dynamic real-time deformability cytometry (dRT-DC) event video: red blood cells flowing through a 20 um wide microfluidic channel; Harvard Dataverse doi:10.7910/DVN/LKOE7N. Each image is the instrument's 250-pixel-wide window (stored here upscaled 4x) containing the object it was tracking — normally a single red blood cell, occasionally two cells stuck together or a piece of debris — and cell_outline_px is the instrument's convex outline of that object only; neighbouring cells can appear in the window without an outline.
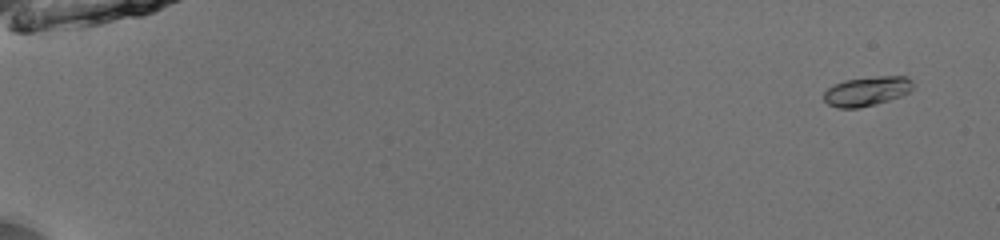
{"species": "common noctule bat (a hibernating species)", "species_latin": "Nyctalus noctula", "temperature_condition": "room temperature", "stored_images_in_passage": 54, "camera_frame_rate_fps": 3000, "um_per_image_px": 0.085, "animal": {"sex": "male", "body_mass_g": 13.0, "forearm_length_mm": 53.1}, "frame": {"image": 1, "passage_image": 4, "time_ms": 1.0, "image_size_px": [1000, 240], "cell_outline_px": [[912, 88], [908, 92], [900, 96], [876, 104], [860, 108], [836, 108], [828, 104], [824, 100], [824, 92], [828, 88], [844, 80], [876, 76], [908, 76], [912, 80]], "centroid_in_image_um": [73.67, 7.75], "position_along_channel_um": 11.3, "area_um2": 15.26}}
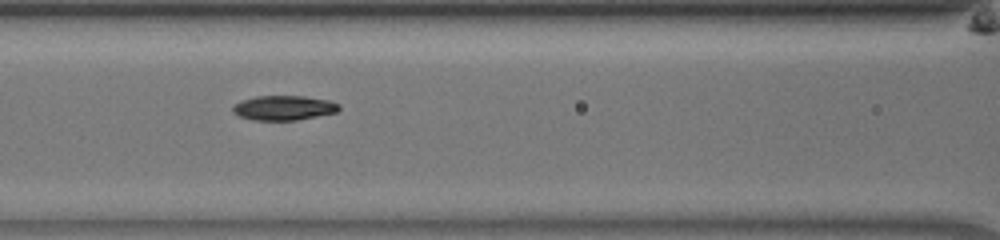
{"frame": {"image": 2, "passage_image": 27, "time_ms": 8.667, "image_size_px": [1000, 240], "cell_outline_px": [[340, 108], [336, 112], [296, 120], [256, 120], [240, 116], [232, 112], [232, 104], [240, 100], [256, 96], [304, 96], [328, 100], [340, 104]], "centroid_in_image_um": [24.08, 9.16], "position_along_channel_um": 142.5, "area_um2": 15.26}}
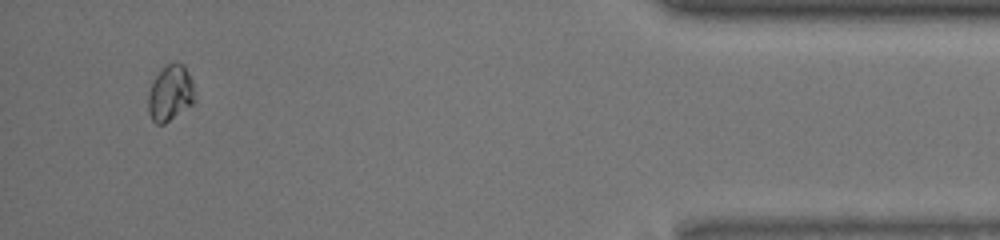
{"frame": {"image": 3, "passage_image": 52, "time_ms": 17.0, "image_size_px": [1000, 240], "cell_outline_px": [[196, 100], [192, 104], [164, 124], [156, 124], [152, 120], [148, 112], [148, 92], [152, 80], [168, 64], [184, 64], [192, 80]], "centroid_in_image_um": [14.47, 7.94], "position_along_channel_um": 420.7, "area_um2": 15.09}, "authors_computed_cell_mechanics": {"area_um2": 14.8546, "velocity_mm_per_s": 3.9632, "shape_relaxation_time_tau1_ms": 7.9924, "shape_relaxation_time_tau2_ms": null, "deformation_change_tau1": 0.1041, "deformation_change_tau2": null}}